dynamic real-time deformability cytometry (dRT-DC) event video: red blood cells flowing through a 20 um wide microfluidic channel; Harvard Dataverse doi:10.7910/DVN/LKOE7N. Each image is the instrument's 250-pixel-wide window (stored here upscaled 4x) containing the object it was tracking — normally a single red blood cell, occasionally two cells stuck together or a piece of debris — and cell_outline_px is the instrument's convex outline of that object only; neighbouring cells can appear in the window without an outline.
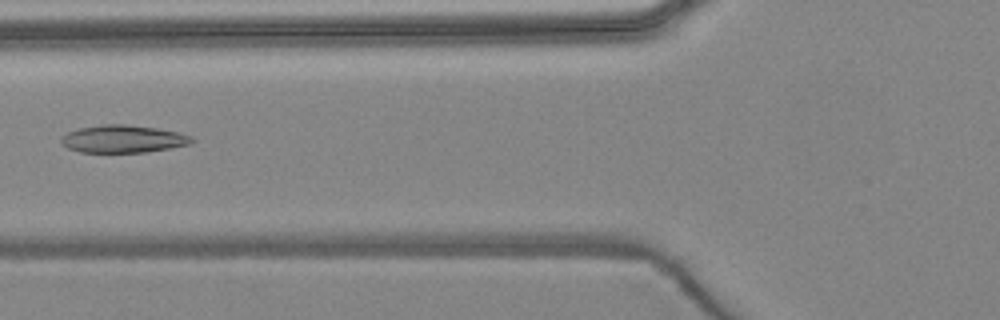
{"species": "common noctule bat (a hibernating species)", "species_latin": "Nyctalus noctula", "temperature_condition": "warm", "stored_images_in_passage": 5, "camera_frame_rate_fps": 3000, "um_per_image_px": 0.085, "animal": {"sex": "female", "body_mass_g": 24.6, "forearm_length_mm": 56.2}, "frame": {"image": 1, "passage_image": 5, "time_ms": 4.667, "image_size_px": [1000, 320], "cell_outline_px": [[196, 140], [188, 144], [168, 148], [144, 152], [80, 152], [68, 148], [60, 144], [60, 140], [68, 132], [80, 128], [104, 124], [124, 124], [156, 128], [180, 132], [192, 136]], "centroid_in_image_um": [10.46, 11.8], "position_along_channel_um": 115.3, "area_um2": 20.87}}